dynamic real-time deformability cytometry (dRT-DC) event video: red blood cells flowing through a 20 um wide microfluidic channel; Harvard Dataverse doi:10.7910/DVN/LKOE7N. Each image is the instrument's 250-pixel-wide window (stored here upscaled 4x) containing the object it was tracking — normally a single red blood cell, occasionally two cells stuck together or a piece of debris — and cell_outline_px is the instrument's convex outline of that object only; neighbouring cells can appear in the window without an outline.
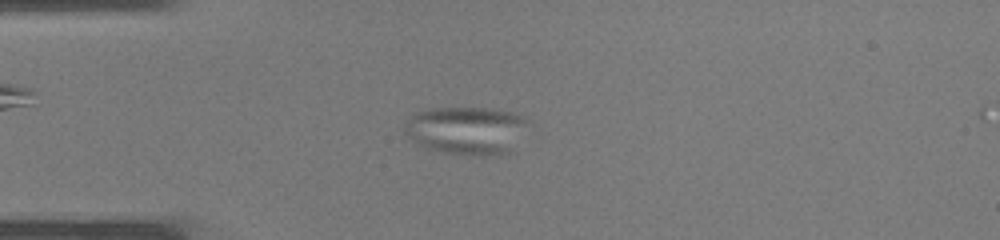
{"species": "common noctule bat (a hibernating species)", "species_latin": "Nyctalus noctula", "temperature_condition": "warm", "stored_images_in_passage": 12, "camera_frame_rate_fps": 3000, "um_per_image_px": 0.085, "animal": {"sex": "male", "body_mass_g": 19.0, "forearm_length_mm": 50.8}, "frame": {"image": 1, "passage_image": 10, "time_ms": 3.0, "image_size_px": [1000, 240], "cell_outline_px": [[528, 120], [508, 152], [500, 156], [472, 156], [440, 152], [428, 148], [420, 144], [408, 136], [404, 132], [404, 124], [416, 112], [432, 108], [488, 108], [512, 112]], "centroid_in_image_um": [39.59, 11.09], "position_along_channel_um": 45.4, "area_um2": 34.04}}